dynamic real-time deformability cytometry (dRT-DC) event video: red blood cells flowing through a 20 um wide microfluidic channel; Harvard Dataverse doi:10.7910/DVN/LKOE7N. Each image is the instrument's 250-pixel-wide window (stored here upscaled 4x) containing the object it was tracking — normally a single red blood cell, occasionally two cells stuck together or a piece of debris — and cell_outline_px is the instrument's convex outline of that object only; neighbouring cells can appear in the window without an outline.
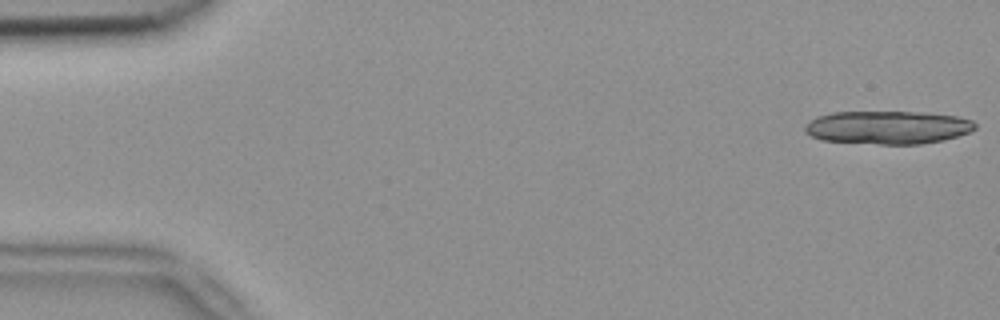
{"species": "common noctule bat (a hibernating species)", "species_latin": "Nyctalus noctula", "temperature_condition": "room temperature", "stored_images_in_passage": 5, "camera_frame_rate_fps": 3000, "um_per_image_px": 0.085, "animal": {"sex": "female", "body_mass_g": 18.4}, "frame": {"image": 1, "passage_image": 1, "time_ms": 0.0, "image_size_px": [1000, 320], "cell_outline_px": [[976, 128], [968, 132], [944, 140], [920, 144], [880, 144], [820, 140], [804, 132], [804, 128], [816, 116], [832, 112], [924, 112], [956, 116], [972, 120], [976, 124]], "centroid_in_image_um": [75.45, 10.83], "position_along_channel_um": 9.5, "area_um2": 32.89}}